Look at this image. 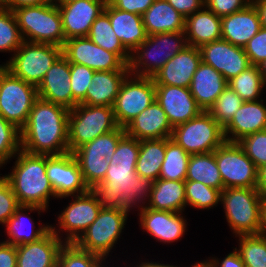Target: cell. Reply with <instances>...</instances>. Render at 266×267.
I'll return each instance as SVG.
<instances>
[{
    "mask_svg": "<svg viewBox=\"0 0 266 267\" xmlns=\"http://www.w3.org/2000/svg\"><path fill=\"white\" fill-rule=\"evenodd\" d=\"M186 206L197 209H213L220 204L221 191L197 181L185 180Z\"/></svg>",
    "mask_w": 266,
    "mask_h": 267,
    "instance_id": "cell-40",
    "label": "cell"
},
{
    "mask_svg": "<svg viewBox=\"0 0 266 267\" xmlns=\"http://www.w3.org/2000/svg\"><path fill=\"white\" fill-rule=\"evenodd\" d=\"M52 2L53 0H2V6L13 11L23 6H37Z\"/></svg>",
    "mask_w": 266,
    "mask_h": 267,
    "instance_id": "cell-57",
    "label": "cell"
},
{
    "mask_svg": "<svg viewBox=\"0 0 266 267\" xmlns=\"http://www.w3.org/2000/svg\"><path fill=\"white\" fill-rule=\"evenodd\" d=\"M14 157L17 160L12 172L3 177L10 183L19 204L48 210L49 199H55L56 195L46 175V155L30 154L21 149Z\"/></svg>",
    "mask_w": 266,
    "mask_h": 267,
    "instance_id": "cell-3",
    "label": "cell"
},
{
    "mask_svg": "<svg viewBox=\"0 0 266 267\" xmlns=\"http://www.w3.org/2000/svg\"><path fill=\"white\" fill-rule=\"evenodd\" d=\"M140 149V140L125 134L118 142L109 163L121 165H136Z\"/></svg>",
    "mask_w": 266,
    "mask_h": 267,
    "instance_id": "cell-49",
    "label": "cell"
},
{
    "mask_svg": "<svg viewBox=\"0 0 266 267\" xmlns=\"http://www.w3.org/2000/svg\"><path fill=\"white\" fill-rule=\"evenodd\" d=\"M182 213L153 210L144 206L138 215L144 232L146 230L147 234L159 242L171 244L180 240L187 230L188 222Z\"/></svg>",
    "mask_w": 266,
    "mask_h": 267,
    "instance_id": "cell-20",
    "label": "cell"
},
{
    "mask_svg": "<svg viewBox=\"0 0 266 267\" xmlns=\"http://www.w3.org/2000/svg\"><path fill=\"white\" fill-rule=\"evenodd\" d=\"M187 45L184 31L147 36V39L130 53L129 73L140 77L154 75Z\"/></svg>",
    "mask_w": 266,
    "mask_h": 267,
    "instance_id": "cell-4",
    "label": "cell"
},
{
    "mask_svg": "<svg viewBox=\"0 0 266 267\" xmlns=\"http://www.w3.org/2000/svg\"><path fill=\"white\" fill-rule=\"evenodd\" d=\"M137 263V265L135 267H177L176 265H169V264H164V263H158V261L156 262H152V260L149 262H141V264Z\"/></svg>",
    "mask_w": 266,
    "mask_h": 267,
    "instance_id": "cell-61",
    "label": "cell"
},
{
    "mask_svg": "<svg viewBox=\"0 0 266 267\" xmlns=\"http://www.w3.org/2000/svg\"><path fill=\"white\" fill-rule=\"evenodd\" d=\"M204 3L208 10L220 18L241 11L251 4L248 0H204Z\"/></svg>",
    "mask_w": 266,
    "mask_h": 267,
    "instance_id": "cell-52",
    "label": "cell"
},
{
    "mask_svg": "<svg viewBox=\"0 0 266 267\" xmlns=\"http://www.w3.org/2000/svg\"><path fill=\"white\" fill-rule=\"evenodd\" d=\"M204 261L209 265V267H245L244 262L240 258L235 248L231 253L226 255L223 260L218 259L216 257H209L208 260Z\"/></svg>",
    "mask_w": 266,
    "mask_h": 267,
    "instance_id": "cell-55",
    "label": "cell"
},
{
    "mask_svg": "<svg viewBox=\"0 0 266 267\" xmlns=\"http://www.w3.org/2000/svg\"><path fill=\"white\" fill-rule=\"evenodd\" d=\"M214 155L224 189L257 187L258 169L238 142L225 141Z\"/></svg>",
    "mask_w": 266,
    "mask_h": 267,
    "instance_id": "cell-13",
    "label": "cell"
},
{
    "mask_svg": "<svg viewBox=\"0 0 266 267\" xmlns=\"http://www.w3.org/2000/svg\"><path fill=\"white\" fill-rule=\"evenodd\" d=\"M238 144L257 169L266 165V129L247 135Z\"/></svg>",
    "mask_w": 266,
    "mask_h": 267,
    "instance_id": "cell-48",
    "label": "cell"
},
{
    "mask_svg": "<svg viewBox=\"0 0 266 267\" xmlns=\"http://www.w3.org/2000/svg\"><path fill=\"white\" fill-rule=\"evenodd\" d=\"M240 258L245 264V267H266V236L257 235H239Z\"/></svg>",
    "mask_w": 266,
    "mask_h": 267,
    "instance_id": "cell-39",
    "label": "cell"
},
{
    "mask_svg": "<svg viewBox=\"0 0 266 267\" xmlns=\"http://www.w3.org/2000/svg\"><path fill=\"white\" fill-rule=\"evenodd\" d=\"M46 175L56 198L66 199L89 190L79 164L71 152L62 155H46Z\"/></svg>",
    "mask_w": 266,
    "mask_h": 267,
    "instance_id": "cell-16",
    "label": "cell"
},
{
    "mask_svg": "<svg viewBox=\"0 0 266 267\" xmlns=\"http://www.w3.org/2000/svg\"><path fill=\"white\" fill-rule=\"evenodd\" d=\"M153 210L184 212L186 207L185 180L153 181L149 199L145 205Z\"/></svg>",
    "mask_w": 266,
    "mask_h": 267,
    "instance_id": "cell-32",
    "label": "cell"
},
{
    "mask_svg": "<svg viewBox=\"0 0 266 267\" xmlns=\"http://www.w3.org/2000/svg\"><path fill=\"white\" fill-rule=\"evenodd\" d=\"M252 4L259 14L261 27L266 28V0H254Z\"/></svg>",
    "mask_w": 266,
    "mask_h": 267,
    "instance_id": "cell-58",
    "label": "cell"
},
{
    "mask_svg": "<svg viewBox=\"0 0 266 267\" xmlns=\"http://www.w3.org/2000/svg\"><path fill=\"white\" fill-rule=\"evenodd\" d=\"M226 87L227 80L224 76L201 61L189 89L202 111H208Z\"/></svg>",
    "mask_w": 266,
    "mask_h": 267,
    "instance_id": "cell-28",
    "label": "cell"
},
{
    "mask_svg": "<svg viewBox=\"0 0 266 267\" xmlns=\"http://www.w3.org/2000/svg\"><path fill=\"white\" fill-rule=\"evenodd\" d=\"M79 164L85 184L92 189L104 180L109 167V160L101 155L90 153H73Z\"/></svg>",
    "mask_w": 266,
    "mask_h": 267,
    "instance_id": "cell-41",
    "label": "cell"
},
{
    "mask_svg": "<svg viewBox=\"0 0 266 267\" xmlns=\"http://www.w3.org/2000/svg\"><path fill=\"white\" fill-rule=\"evenodd\" d=\"M167 2L185 18L205 6L204 0H167Z\"/></svg>",
    "mask_w": 266,
    "mask_h": 267,
    "instance_id": "cell-54",
    "label": "cell"
},
{
    "mask_svg": "<svg viewBox=\"0 0 266 267\" xmlns=\"http://www.w3.org/2000/svg\"><path fill=\"white\" fill-rule=\"evenodd\" d=\"M13 13L24 41L64 46L62 19L54 2L19 7Z\"/></svg>",
    "mask_w": 266,
    "mask_h": 267,
    "instance_id": "cell-5",
    "label": "cell"
},
{
    "mask_svg": "<svg viewBox=\"0 0 266 267\" xmlns=\"http://www.w3.org/2000/svg\"><path fill=\"white\" fill-rule=\"evenodd\" d=\"M251 65L258 66L266 59V28L260 30L248 41L244 47Z\"/></svg>",
    "mask_w": 266,
    "mask_h": 267,
    "instance_id": "cell-51",
    "label": "cell"
},
{
    "mask_svg": "<svg viewBox=\"0 0 266 267\" xmlns=\"http://www.w3.org/2000/svg\"><path fill=\"white\" fill-rule=\"evenodd\" d=\"M256 189L262 197L266 196V165L258 169V183Z\"/></svg>",
    "mask_w": 266,
    "mask_h": 267,
    "instance_id": "cell-59",
    "label": "cell"
},
{
    "mask_svg": "<svg viewBox=\"0 0 266 267\" xmlns=\"http://www.w3.org/2000/svg\"><path fill=\"white\" fill-rule=\"evenodd\" d=\"M11 55L5 67L15 76L38 87L46 72L63 55V49L51 44L24 41Z\"/></svg>",
    "mask_w": 266,
    "mask_h": 267,
    "instance_id": "cell-8",
    "label": "cell"
},
{
    "mask_svg": "<svg viewBox=\"0 0 266 267\" xmlns=\"http://www.w3.org/2000/svg\"><path fill=\"white\" fill-rule=\"evenodd\" d=\"M5 68V63L0 65V72Z\"/></svg>",
    "mask_w": 266,
    "mask_h": 267,
    "instance_id": "cell-65",
    "label": "cell"
},
{
    "mask_svg": "<svg viewBox=\"0 0 266 267\" xmlns=\"http://www.w3.org/2000/svg\"><path fill=\"white\" fill-rule=\"evenodd\" d=\"M105 262L102 257L82 250L75 243H64L58 255L57 267H105Z\"/></svg>",
    "mask_w": 266,
    "mask_h": 267,
    "instance_id": "cell-42",
    "label": "cell"
},
{
    "mask_svg": "<svg viewBox=\"0 0 266 267\" xmlns=\"http://www.w3.org/2000/svg\"><path fill=\"white\" fill-rule=\"evenodd\" d=\"M62 49L69 63L85 65L94 71L129 70L115 53L96 45L88 37L68 39Z\"/></svg>",
    "mask_w": 266,
    "mask_h": 267,
    "instance_id": "cell-15",
    "label": "cell"
},
{
    "mask_svg": "<svg viewBox=\"0 0 266 267\" xmlns=\"http://www.w3.org/2000/svg\"><path fill=\"white\" fill-rule=\"evenodd\" d=\"M26 211L29 213L37 211L38 215H40V213L47 210L39 206L20 205L13 216H11L5 224L8 239L3 242L14 246L36 242L51 230V225L48 224H41L38 228L34 227L35 223L34 221H31L34 219L31 218V216L28 217L29 214L26 213Z\"/></svg>",
    "mask_w": 266,
    "mask_h": 267,
    "instance_id": "cell-27",
    "label": "cell"
},
{
    "mask_svg": "<svg viewBox=\"0 0 266 267\" xmlns=\"http://www.w3.org/2000/svg\"><path fill=\"white\" fill-rule=\"evenodd\" d=\"M264 84L266 86V59L258 65Z\"/></svg>",
    "mask_w": 266,
    "mask_h": 267,
    "instance_id": "cell-62",
    "label": "cell"
},
{
    "mask_svg": "<svg viewBox=\"0 0 266 267\" xmlns=\"http://www.w3.org/2000/svg\"><path fill=\"white\" fill-rule=\"evenodd\" d=\"M260 234L266 236V196L261 199Z\"/></svg>",
    "mask_w": 266,
    "mask_h": 267,
    "instance_id": "cell-60",
    "label": "cell"
},
{
    "mask_svg": "<svg viewBox=\"0 0 266 267\" xmlns=\"http://www.w3.org/2000/svg\"><path fill=\"white\" fill-rule=\"evenodd\" d=\"M64 243L50 230L36 242L16 246L17 267H57Z\"/></svg>",
    "mask_w": 266,
    "mask_h": 267,
    "instance_id": "cell-25",
    "label": "cell"
},
{
    "mask_svg": "<svg viewBox=\"0 0 266 267\" xmlns=\"http://www.w3.org/2000/svg\"><path fill=\"white\" fill-rule=\"evenodd\" d=\"M16 246L0 242V267H17Z\"/></svg>",
    "mask_w": 266,
    "mask_h": 267,
    "instance_id": "cell-56",
    "label": "cell"
},
{
    "mask_svg": "<svg viewBox=\"0 0 266 267\" xmlns=\"http://www.w3.org/2000/svg\"><path fill=\"white\" fill-rule=\"evenodd\" d=\"M262 196L256 188H225L221 204L235 236L260 234Z\"/></svg>",
    "mask_w": 266,
    "mask_h": 267,
    "instance_id": "cell-6",
    "label": "cell"
},
{
    "mask_svg": "<svg viewBox=\"0 0 266 267\" xmlns=\"http://www.w3.org/2000/svg\"><path fill=\"white\" fill-rule=\"evenodd\" d=\"M19 207L20 204L10 183L2 176L0 178V224L4 226Z\"/></svg>",
    "mask_w": 266,
    "mask_h": 267,
    "instance_id": "cell-50",
    "label": "cell"
},
{
    "mask_svg": "<svg viewBox=\"0 0 266 267\" xmlns=\"http://www.w3.org/2000/svg\"><path fill=\"white\" fill-rule=\"evenodd\" d=\"M260 28L259 14L251 3L245 9L221 18V39L244 48Z\"/></svg>",
    "mask_w": 266,
    "mask_h": 267,
    "instance_id": "cell-26",
    "label": "cell"
},
{
    "mask_svg": "<svg viewBox=\"0 0 266 267\" xmlns=\"http://www.w3.org/2000/svg\"><path fill=\"white\" fill-rule=\"evenodd\" d=\"M185 180L197 181L222 191L223 181L214 152L190 155Z\"/></svg>",
    "mask_w": 266,
    "mask_h": 267,
    "instance_id": "cell-35",
    "label": "cell"
},
{
    "mask_svg": "<svg viewBox=\"0 0 266 267\" xmlns=\"http://www.w3.org/2000/svg\"><path fill=\"white\" fill-rule=\"evenodd\" d=\"M119 126L112 106L78 104L69 111L68 147L73 152L98 136L107 134Z\"/></svg>",
    "mask_w": 266,
    "mask_h": 267,
    "instance_id": "cell-7",
    "label": "cell"
},
{
    "mask_svg": "<svg viewBox=\"0 0 266 267\" xmlns=\"http://www.w3.org/2000/svg\"><path fill=\"white\" fill-rule=\"evenodd\" d=\"M94 70L85 65L70 63V83L72 90V109L80 104L86 97Z\"/></svg>",
    "mask_w": 266,
    "mask_h": 267,
    "instance_id": "cell-47",
    "label": "cell"
},
{
    "mask_svg": "<svg viewBox=\"0 0 266 267\" xmlns=\"http://www.w3.org/2000/svg\"><path fill=\"white\" fill-rule=\"evenodd\" d=\"M154 100L155 82L153 78L135 76L129 73L123 80L112 106L118 126L125 128Z\"/></svg>",
    "mask_w": 266,
    "mask_h": 267,
    "instance_id": "cell-14",
    "label": "cell"
},
{
    "mask_svg": "<svg viewBox=\"0 0 266 267\" xmlns=\"http://www.w3.org/2000/svg\"><path fill=\"white\" fill-rule=\"evenodd\" d=\"M104 11L109 16L113 31L130 53L147 39L141 15L114 8L109 2Z\"/></svg>",
    "mask_w": 266,
    "mask_h": 267,
    "instance_id": "cell-29",
    "label": "cell"
},
{
    "mask_svg": "<svg viewBox=\"0 0 266 267\" xmlns=\"http://www.w3.org/2000/svg\"><path fill=\"white\" fill-rule=\"evenodd\" d=\"M87 37L96 45L115 53L125 64H128L130 52L113 31L109 16L105 11L93 22Z\"/></svg>",
    "mask_w": 266,
    "mask_h": 267,
    "instance_id": "cell-36",
    "label": "cell"
},
{
    "mask_svg": "<svg viewBox=\"0 0 266 267\" xmlns=\"http://www.w3.org/2000/svg\"><path fill=\"white\" fill-rule=\"evenodd\" d=\"M190 155L172 139L166 138L165 157L159 178L163 180H185Z\"/></svg>",
    "mask_w": 266,
    "mask_h": 267,
    "instance_id": "cell-37",
    "label": "cell"
},
{
    "mask_svg": "<svg viewBox=\"0 0 266 267\" xmlns=\"http://www.w3.org/2000/svg\"><path fill=\"white\" fill-rule=\"evenodd\" d=\"M23 42L13 11L0 7V52L14 54Z\"/></svg>",
    "mask_w": 266,
    "mask_h": 267,
    "instance_id": "cell-43",
    "label": "cell"
},
{
    "mask_svg": "<svg viewBox=\"0 0 266 267\" xmlns=\"http://www.w3.org/2000/svg\"><path fill=\"white\" fill-rule=\"evenodd\" d=\"M20 150V129L0 115V164H7Z\"/></svg>",
    "mask_w": 266,
    "mask_h": 267,
    "instance_id": "cell-46",
    "label": "cell"
},
{
    "mask_svg": "<svg viewBox=\"0 0 266 267\" xmlns=\"http://www.w3.org/2000/svg\"><path fill=\"white\" fill-rule=\"evenodd\" d=\"M200 49L186 46L154 75L155 85L189 88L192 77L201 63Z\"/></svg>",
    "mask_w": 266,
    "mask_h": 267,
    "instance_id": "cell-21",
    "label": "cell"
},
{
    "mask_svg": "<svg viewBox=\"0 0 266 267\" xmlns=\"http://www.w3.org/2000/svg\"><path fill=\"white\" fill-rule=\"evenodd\" d=\"M37 87L15 76L6 67L0 72V115L21 129L38 99Z\"/></svg>",
    "mask_w": 266,
    "mask_h": 267,
    "instance_id": "cell-10",
    "label": "cell"
},
{
    "mask_svg": "<svg viewBox=\"0 0 266 267\" xmlns=\"http://www.w3.org/2000/svg\"><path fill=\"white\" fill-rule=\"evenodd\" d=\"M152 184L151 180L136 174V165L109 163L104 180L91 190L96 194L103 208L120 209L129 214L136 205L139 212L144 208L145 203L148 202Z\"/></svg>",
    "mask_w": 266,
    "mask_h": 267,
    "instance_id": "cell-2",
    "label": "cell"
},
{
    "mask_svg": "<svg viewBox=\"0 0 266 267\" xmlns=\"http://www.w3.org/2000/svg\"><path fill=\"white\" fill-rule=\"evenodd\" d=\"M201 60L229 81L251 66L244 48L220 39L201 46Z\"/></svg>",
    "mask_w": 266,
    "mask_h": 267,
    "instance_id": "cell-17",
    "label": "cell"
},
{
    "mask_svg": "<svg viewBox=\"0 0 266 267\" xmlns=\"http://www.w3.org/2000/svg\"><path fill=\"white\" fill-rule=\"evenodd\" d=\"M73 1H76V0H53L55 4H64V3L73 2Z\"/></svg>",
    "mask_w": 266,
    "mask_h": 267,
    "instance_id": "cell-64",
    "label": "cell"
},
{
    "mask_svg": "<svg viewBox=\"0 0 266 267\" xmlns=\"http://www.w3.org/2000/svg\"><path fill=\"white\" fill-rule=\"evenodd\" d=\"M264 100L245 101L224 128L226 141L238 142L247 135L266 129Z\"/></svg>",
    "mask_w": 266,
    "mask_h": 267,
    "instance_id": "cell-23",
    "label": "cell"
},
{
    "mask_svg": "<svg viewBox=\"0 0 266 267\" xmlns=\"http://www.w3.org/2000/svg\"><path fill=\"white\" fill-rule=\"evenodd\" d=\"M155 0H108L114 7L137 15H143Z\"/></svg>",
    "mask_w": 266,
    "mask_h": 267,
    "instance_id": "cell-53",
    "label": "cell"
},
{
    "mask_svg": "<svg viewBox=\"0 0 266 267\" xmlns=\"http://www.w3.org/2000/svg\"><path fill=\"white\" fill-rule=\"evenodd\" d=\"M129 70L95 71L86 97L80 104L90 106H113L120 86Z\"/></svg>",
    "mask_w": 266,
    "mask_h": 267,
    "instance_id": "cell-31",
    "label": "cell"
},
{
    "mask_svg": "<svg viewBox=\"0 0 266 267\" xmlns=\"http://www.w3.org/2000/svg\"><path fill=\"white\" fill-rule=\"evenodd\" d=\"M148 36L185 30V17L176 11L167 0H155L142 15Z\"/></svg>",
    "mask_w": 266,
    "mask_h": 267,
    "instance_id": "cell-33",
    "label": "cell"
},
{
    "mask_svg": "<svg viewBox=\"0 0 266 267\" xmlns=\"http://www.w3.org/2000/svg\"><path fill=\"white\" fill-rule=\"evenodd\" d=\"M37 90L39 98L72 109L70 63L63 55L46 72Z\"/></svg>",
    "mask_w": 266,
    "mask_h": 267,
    "instance_id": "cell-22",
    "label": "cell"
},
{
    "mask_svg": "<svg viewBox=\"0 0 266 267\" xmlns=\"http://www.w3.org/2000/svg\"><path fill=\"white\" fill-rule=\"evenodd\" d=\"M74 197L58 214V230L51 225V231L65 243H75L98 217L103 208L96 194L89 189L87 192L74 195ZM65 232L66 237L62 238ZM65 239V240H64Z\"/></svg>",
    "mask_w": 266,
    "mask_h": 267,
    "instance_id": "cell-12",
    "label": "cell"
},
{
    "mask_svg": "<svg viewBox=\"0 0 266 267\" xmlns=\"http://www.w3.org/2000/svg\"><path fill=\"white\" fill-rule=\"evenodd\" d=\"M155 100L166 113L173 128L202 112L189 88L155 85Z\"/></svg>",
    "mask_w": 266,
    "mask_h": 267,
    "instance_id": "cell-19",
    "label": "cell"
},
{
    "mask_svg": "<svg viewBox=\"0 0 266 267\" xmlns=\"http://www.w3.org/2000/svg\"><path fill=\"white\" fill-rule=\"evenodd\" d=\"M69 111L62 105L38 98L20 129L21 149L40 155L68 153Z\"/></svg>",
    "mask_w": 266,
    "mask_h": 267,
    "instance_id": "cell-1",
    "label": "cell"
},
{
    "mask_svg": "<svg viewBox=\"0 0 266 267\" xmlns=\"http://www.w3.org/2000/svg\"><path fill=\"white\" fill-rule=\"evenodd\" d=\"M190 267H209V265L203 260V261H198L194 265H191Z\"/></svg>",
    "mask_w": 266,
    "mask_h": 267,
    "instance_id": "cell-63",
    "label": "cell"
},
{
    "mask_svg": "<svg viewBox=\"0 0 266 267\" xmlns=\"http://www.w3.org/2000/svg\"><path fill=\"white\" fill-rule=\"evenodd\" d=\"M125 130L123 127H118L117 129L98 136L93 141L87 142L74 150L72 153H90L101 155L104 158L110 160L115 152L119 140L125 135Z\"/></svg>",
    "mask_w": 266,
    "mask_h": 267,
    "instance_id": "cell-45",
    "label": "cell"
},
{
    "mask_svg": "<svg viewBox=\"0 0 266 267\" xmlns=\"http://www.w3.org/2000/svg\"><path fill=\"white\" fill-rule=\"evenodd\" d=\"M170 139L189 155L214 152L226 141L224 129L208 111L174 127Z\"/></svg>",
    "mask_w": 266,
    "mask_h": 267,
    "instance_id": "cell-9",
    "label": "cell"
},
{
    "mask_svg": "<svg viewBox=\"0 0 266 267\" xmlns=\"http://www.w3.org/2000/svg\"><path fill=\"white\" fill-rule=\"evenodd\" d=\"M243 102L241 97L227 85L208 112L224 129Z\"/></svg>",
    "mask_w": 266,
    "mask_h": 267,
    "instance_id": "cell-44",
    "label": "cell"
},
{
    "mask_svg": "<svg viewBox=\"0 0 266 267\" xmlns=\"http://www.w3.org/2000/svg\"><path fill=\"white\" fill-rule=\"evenodd\" d=\"M227 85L245 101L259 100L265 87L258 66L251 65L245 71L227 81Z\"/></svg>",
    "mask_w": 266,
    "mask_h": 267,
    "instance_id": "cell-38",
    "label": "cell"
},
{
    "mask_svg": "<svg viewBox=\"0 0 266 267\" xmlns=\"http://www.w3.org/2000/svg\"><path fill=\"white\" fill-rule=\"evenodd\" d=\"M108 0H76L57 4L62 19L65 41L87 37L96 18L104 11Z\"/></svg>",
    "mask_w": 266,
    "mask_h": 267,
    "instance_id": "cell-18",
    "label": "cell"
},
{
    "mask_svg": "<svg viewBox=\"0 0 266 267\" xmlns=\"http://www.w3.org/2000/svg\"><path fill=\"white\" fill-rule=\"evenodd\" d=\"M125 133L137 140L170 138L173 127L159 103L144 109L124 128Z\"/></svg>",
    "mask_w": 266,
    "mask_h": 267,
    "instance_id": "cell-24",
    "label": "cell"
},
{
    "mask_svg": "<svg viewBox=\"0 0 266 267\" xmlns=\"http://www.w3.org/2000/svg\"><path fill=\"white\" fill-rule=\"evenodd\" d=\"M165 151L166 138L140 140L136 174L152 182L156 181L159 178Z\"/></svg>",
    "mask_w": 266,
    "mask_h": 267,
    "instance_id": "cell-34",
    "label": "cell"
},
{
    "mask_svg": "<svg viewBox=\"0 0 266 267\" xmlns=\"http://www.w3.org/2000/svg\"><path fill=\"white\" fill-rule=\"evenodd\" d=\"M187 45L200 48L221 39V18L205 6L185 18Z\"/></svg>",
    "mask_w": 266,
    "mask_h": 267,
    "instance_id": "cell-30",
    "label": "cell"
},
{
    "mask_svg": "<svg viewBox=\"0 0 266 267\" xmlns=\"http://www.w3.org/2000/svg\"><path fill=\"white\" fill-rule=\"evenodd\" d=\"M129 214L120 209L102 208L98 217L75 242L82 250L102 257L105 261L109 252L120 239Z\"/></svg>",
    "mask_w": 266,
    "mask_h": 267,
    "instance_id": "cell-11",
    "label": "cell"
}]
</instances>
